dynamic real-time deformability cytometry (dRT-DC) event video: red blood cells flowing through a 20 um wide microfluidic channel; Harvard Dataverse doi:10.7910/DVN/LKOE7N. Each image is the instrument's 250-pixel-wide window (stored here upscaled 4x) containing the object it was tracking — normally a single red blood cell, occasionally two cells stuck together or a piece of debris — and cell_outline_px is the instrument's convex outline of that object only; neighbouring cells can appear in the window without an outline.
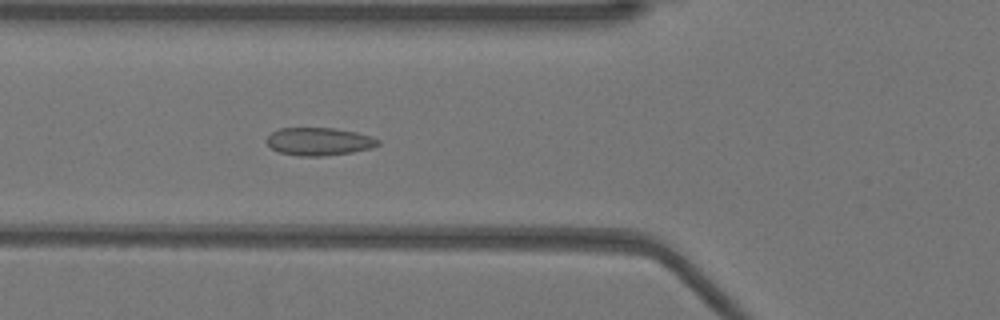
{"species": "Egyptian fruit bat (a non-hibernating species)", "species_latin": "Rousettus aegyptiacus", "temperature_condition": "warm", "stored_images_in_passage": 52, "camera_frame_rate_fps": 3000, "um_per_image_px": 0.085, "animal": {"sex": "female"}, "frame": {"image": 1, "passage_image": 19, "time_ms": 6.0, "image_size_px": [1000, 320], "cell_outline_px": [[380, 144], [372, 148], [352, 152], [324, 156], [300, 156], [280, 152], [272, 148], [264, 140], [272, 132], [280, 128], [336, 128], [356, 132], [380, 140]], "centroid_in_image_um": [27.11, 12.02], "position_along_channel_um": 98.7, "area_um2": 18.03}}
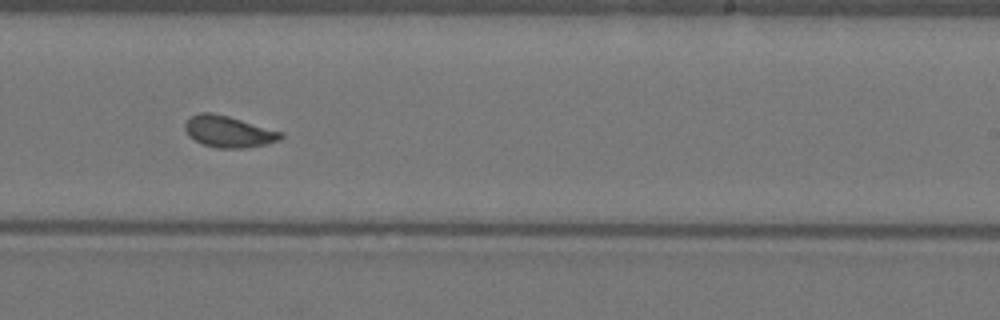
{"frame": {"image": 2, "passage_image": 32, "time_ms": 10.333, "image_size_px": [1000, 320], "cell_outline_px": [[284, 136], [280, 140], [264, 144], [240, 148], [220, 148], [204, 144], [188, 136], [184, 128], [184, 124], [192, 116], [200, 112], [212, 112], [228, 116], [284, 132]], "centroid_in_image_um": [19.44, 11.17], "position_along_channel_um": 269.6, "area_um2": 17.4}}
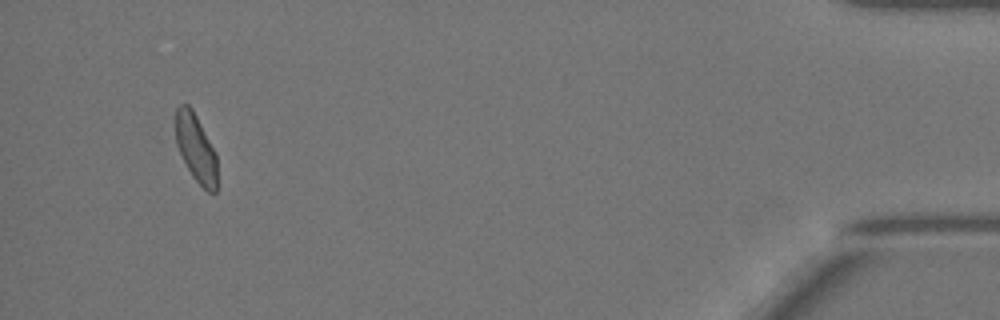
{"frame": {"image": 3, "passage_image": 49, "time_ms": 16.0, "image_size_px": [1000, 320], "cell_outline_px": [[216, 192], [208, 192], [192, 176], [176, 144], [176, 108], [180, 104], [188, 104], [192, 108], [216, 152]], "centroid_in_image_um": [16.65, 12.56], "position_along_channel_um": 418.5, "area_um2": 16.18}, "authors_computed_cell_mechanics": {"area_um2": 17.4267, "velocity_mm_per_s": 3.9509, "shape_relaxation_time_tau1_ms": null, "shape_relaxation_time_tau2_ms": 0.7496, "deformation_change_tau1": null, "deformation_change_tau2": 0.0621}}